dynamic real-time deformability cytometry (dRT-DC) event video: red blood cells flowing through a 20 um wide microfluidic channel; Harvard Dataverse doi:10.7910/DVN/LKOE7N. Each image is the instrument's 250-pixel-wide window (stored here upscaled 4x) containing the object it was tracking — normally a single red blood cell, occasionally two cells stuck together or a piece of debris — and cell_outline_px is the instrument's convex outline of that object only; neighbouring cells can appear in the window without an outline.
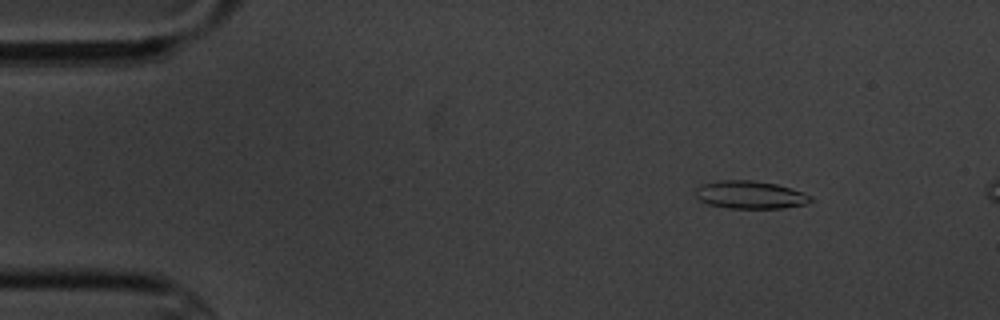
{"species": "common noctule bat (a hibernating species)", "species_latin": "Nyctalus noctula", "temperature_condition": "cold", "stored_images_in_passage": 3, "camera_frame_rate_fps": 3000, "um_per_image_px": 0.085, "animal": {"sex": "male", "body_mass_g": 20.1, "forearm_length_mm": 53.5}, "frame": {"image": 1, "passage_image": 1, "time_ms": 0.0, "image_size_px": [1000, 320], "cell_outline_px": [[812, 200], [808, 204], [784, 208], [728, 208], [708, 204], [700, 200], [696, 196], [696, 188], [704, 184], [720, 180], [752, 180], [776, 184], [792, 188], [804, 192], [812, 196]], "centroid_in_image_um": [63.82, 16.56], "position_along_channel_um": 21.2, "area_um2": 18.73}}